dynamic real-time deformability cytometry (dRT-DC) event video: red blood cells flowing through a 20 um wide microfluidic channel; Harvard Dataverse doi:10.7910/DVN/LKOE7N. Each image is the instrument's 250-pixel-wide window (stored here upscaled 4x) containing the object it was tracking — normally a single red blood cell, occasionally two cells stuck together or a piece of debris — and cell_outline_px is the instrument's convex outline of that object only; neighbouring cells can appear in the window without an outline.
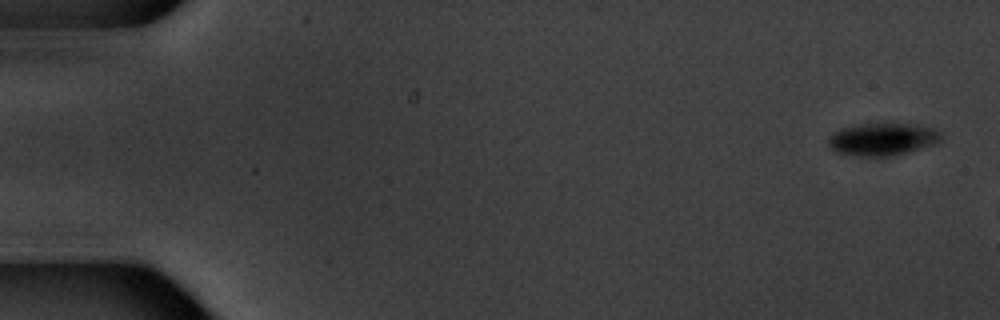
{"species": "common noctule bat (a hibernating species)", "species_latin": "Nyctalus noctula", "temperature_condition": "warm", "stored_images_in_passage": 3, "camera_frame_rate_fps": 3000, "um_per_image_px": 0.085, "animal": {"sex": "male", "body_mass_g": 20.1, "forearm_length_mm": 53.5}, "frame": {"image": 1, "passage_image": 1, "time_ms": 0.0, "image_size_px": [1000, 320], "cell_outline_px": [[944, 140], [936, 144], [908, 152], [892, 156], [860, 156], [836, 152], [828, 144], [828, 136], [832, 132], [840, 128], [860, 124], [920, 124], [932, 128], [940, 132], [944, 136]], "centroid_in_image_um": [75.05, 11.83], "position_along_channel_um": 9.9, "area_um2": 21.62}}